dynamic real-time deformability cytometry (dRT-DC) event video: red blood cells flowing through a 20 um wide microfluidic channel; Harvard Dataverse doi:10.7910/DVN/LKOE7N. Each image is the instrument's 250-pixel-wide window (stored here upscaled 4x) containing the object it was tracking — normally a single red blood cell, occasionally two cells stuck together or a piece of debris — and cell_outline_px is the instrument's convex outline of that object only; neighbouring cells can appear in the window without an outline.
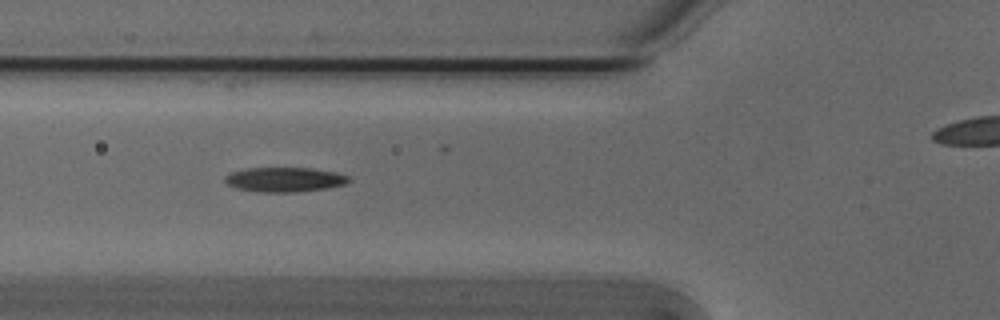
{"species": "Egyptian fruit bat (a non-hibernating species)", "species_latin": "Rousettus aegyptiacus", "temperature_condition": "cold", "stored_images_in_passage": 40, "camera_frame_rate_fps": 3000, "um_per_image_px": 0.085, "animal": {"sex": "male"}, "frame": {"image": 1, "passage_image": 13, "time_ms": 4.0, "image_size_px": [1000, 320], "cell_outline_px": [[352, 180], [344, 184], [324, 188], [296, 192], [256, 192], [236, 188], [228, 184], [224, 180], [224, 176], [232, 172], [248, 168], [312, 168], [336, 172], [348, 176]], "centroid_in_image_um": [24.18, 15.26], "position_along_channel_um": 101.6, "area_um2": 17.69}}
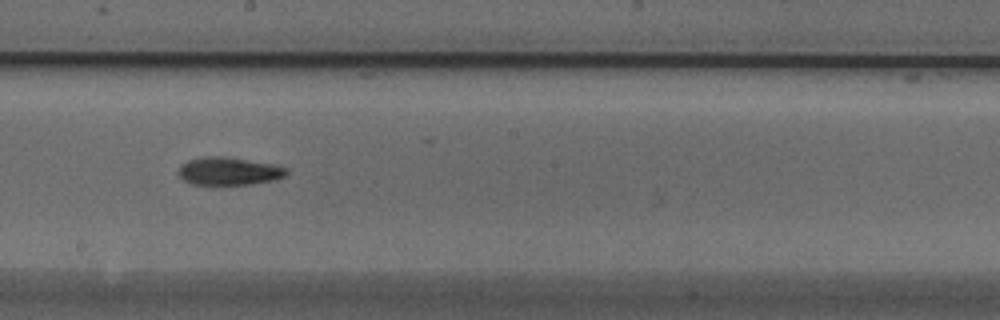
{"frame": {"image": 2, "passage_image": 23, "time_ms": 7.333, "image_size_px": [1000, 320], "cell_outline_px": [[288, 172], [284, 176], [272, 180], [252, 184], [192, 184], [184, 180], [176, 172], [180, 164], [188, 160], [204, 156], [220, 156], [272, 164], [288, 168]], "centroid_in_image_um": [19.4, 14.54], "position_along_channel_um": 228.8, "area_um2": 17.4}}
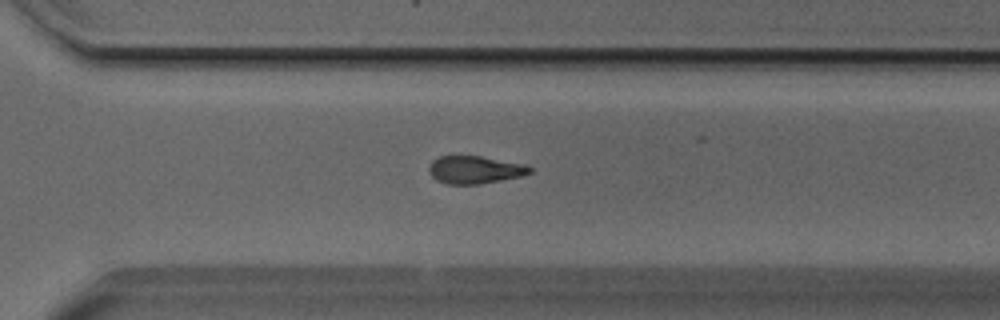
{"frame": {"image": 3, "passage_image": 31, "time_ms": 10.0, "image_size_px": [1000, 320], "cell_outline_px": [[532, 172], [520, 176], [480, 184], [448, 184], [436, 180], [428, 172], [428, 168], [432, 160], [440, 156], [480, 156], [528, 164], [532, 168]], "centroid_in_image_um": [40.37, 14.42], "position_along_channel_um": 330.2, "area_um2": 16.36}}